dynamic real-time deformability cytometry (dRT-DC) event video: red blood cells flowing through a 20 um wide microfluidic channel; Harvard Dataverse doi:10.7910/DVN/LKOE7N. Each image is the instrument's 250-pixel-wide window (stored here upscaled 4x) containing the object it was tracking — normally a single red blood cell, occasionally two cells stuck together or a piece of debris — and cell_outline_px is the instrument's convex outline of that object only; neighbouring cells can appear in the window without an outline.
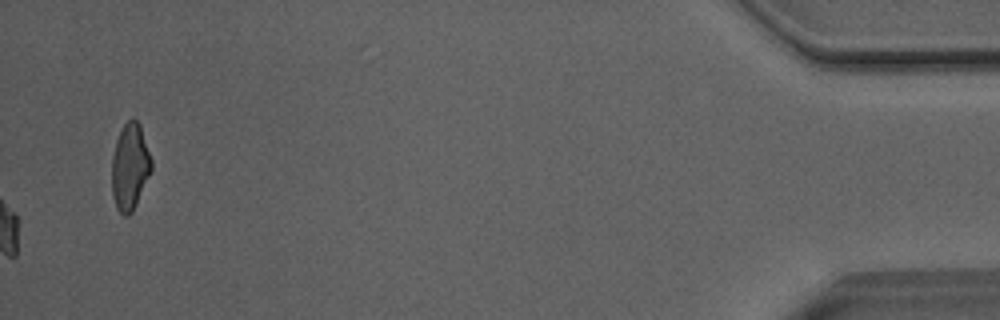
{"species": "Egyptian fruit bat (a non-hibernating species)", "species_latin": "Rousettus aegyptiacus", "temperature_condition": "room temperature", "stored_images_in_passage": 52, "camera_frame_rate_fps": 3000, "um_per_image_px": 0.085, "animal": {"sex": "male"}, "frame": {"image": 1, "passage_image": 52, "time_ms": 17.0, "image_size_px": [1000, 320], "cell_outline_px": [[152, 168], [136, 204], [132, 212], [128, 216], [124, 216], [116, 208], [112, 196], [112, 156], [116, 140], [124, 124], [132, 116], [140, 124], [152, 160]], "centroid_in_image_um": [11.04, 14.17], "position_along_channel_um": 424.2, "area_um2": 19.94}, "authors_computed_cell_mechanics": {"area_um2": 16.473, "velocity_mm_per_s": 4.0404, "shape_relaxation_time_tau1_ms": 3.6784, "shape_relaxation_time_tau2_ms": 8.6271, "deformation_change_tau1": 0.1003, "deformation_change_tau2": 0.137}}